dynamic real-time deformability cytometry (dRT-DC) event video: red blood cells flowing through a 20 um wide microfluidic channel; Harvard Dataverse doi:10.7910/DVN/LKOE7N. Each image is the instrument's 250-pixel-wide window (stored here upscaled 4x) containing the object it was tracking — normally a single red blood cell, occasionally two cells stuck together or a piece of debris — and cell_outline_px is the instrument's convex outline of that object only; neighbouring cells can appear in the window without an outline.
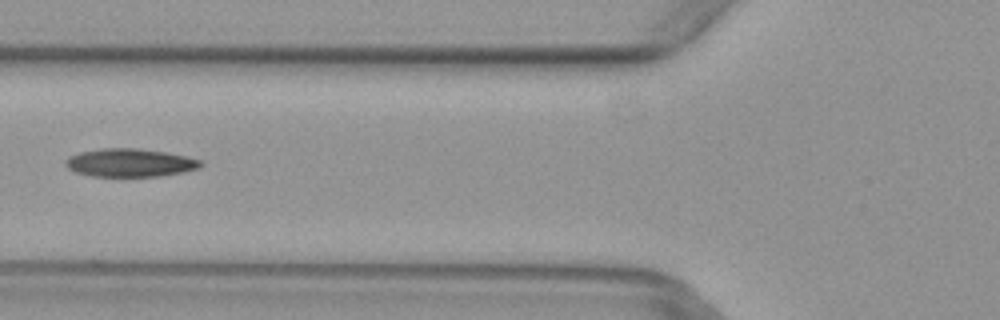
{"species": "common noctule bat (a hibernating species)", "species_latin": "Nyctalus noctula", "temperature_condition": "warm", "stored_images_in_passage": 6, "camera_frame_rate_fps": 3000, "um_per_image_px": 0.085, "animal": {"sex": "female", "body_mass_g": 29.2, "forearm_length_mm": 56.3}, "frame": {"image": 1, "passage_image": 5, "time_ms": 1.333, "image_size_px": [1000, 320], "cell_outline_px": [[204, 164], [200, 168], [184, 172], [160, 176], [92, 176], [76, 172], [68, 168], [64, 164], [64, 160], [68, 156], [80, 152], [100, 148], [136, 148], [164, 152], [188, 156], [200, 160]], "centroid_in_image_um": [11.05, 13.83], "position_along_channel_um": 114.8, "area_um2": 22.31}}
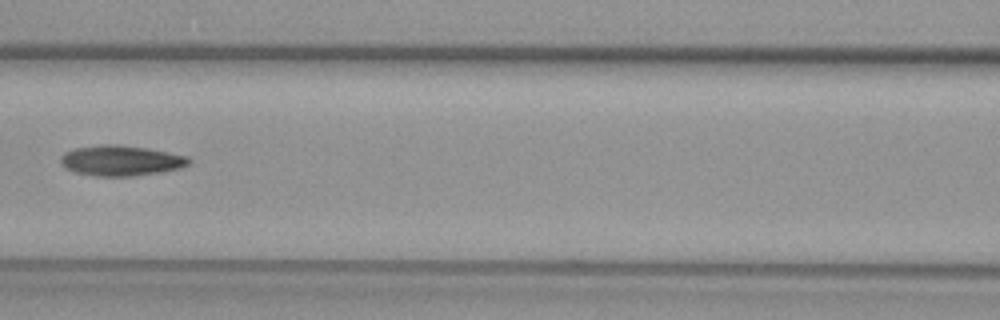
{"frame": {"image": 2, "passage_image": 6, "time_ms": 1.667, "image_size_px": [1000, 320], "cell_outline_px": [[192, 164], [180, 168], [160, 172], [136, 176], [96, 176], [76, 172], [64, 168], [60, 164], [60, 156], [64, 152], [76, 148], [100, 144], [116, 144], [144, 148], [168, 152], [188, 156], [192, 160]], "centroid_in_image_um": [10.28, 13.65], "position_along_channel_um": 156.3, "area_um2": 22.89}}